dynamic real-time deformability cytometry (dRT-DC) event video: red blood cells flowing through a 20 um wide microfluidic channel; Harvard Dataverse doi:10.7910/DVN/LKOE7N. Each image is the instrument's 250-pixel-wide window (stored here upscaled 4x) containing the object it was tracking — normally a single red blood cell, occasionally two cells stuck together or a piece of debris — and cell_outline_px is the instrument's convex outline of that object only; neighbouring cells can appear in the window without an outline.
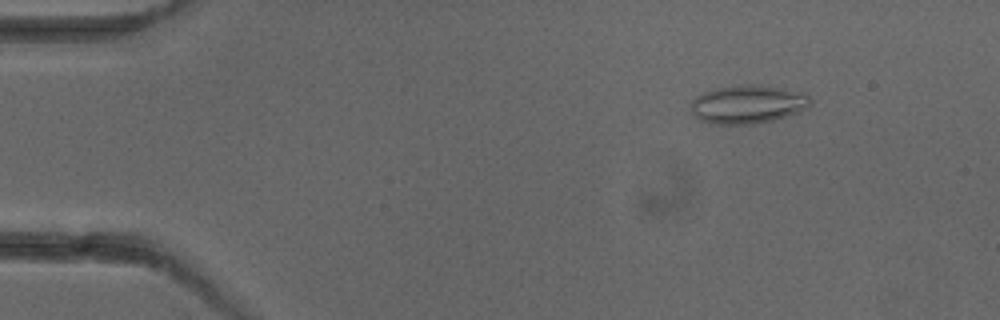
{"species": "common noctule bat (a hibernating species)", "species_latin": "Nyctalus noctula", "temperature_condition": "cold", "stored_images_in_passage": 4, "camera_frame_rate_fps": 3000, "um_per_image_px": 0.085, "animal": {"sex": "female"}, "frame": {"image": 1, "passage_image": 2, "time_ms": 2.0, "image_size_px": [1000, 320], "cell_outline_px": [[812, 104], [808, 108], [800, 112], [772, 120], [756, 124], [708, 124], [700, 120], [692, 112], [692, 100], [696, 96], [712, 88], [744, 84], [752, 84], [780, 88], [804, 92], [808, 96]], "centroid_in_image_um": [63.56, 8.87], "position_along_channel_um": 21.4, "area_um2": 26.93}}